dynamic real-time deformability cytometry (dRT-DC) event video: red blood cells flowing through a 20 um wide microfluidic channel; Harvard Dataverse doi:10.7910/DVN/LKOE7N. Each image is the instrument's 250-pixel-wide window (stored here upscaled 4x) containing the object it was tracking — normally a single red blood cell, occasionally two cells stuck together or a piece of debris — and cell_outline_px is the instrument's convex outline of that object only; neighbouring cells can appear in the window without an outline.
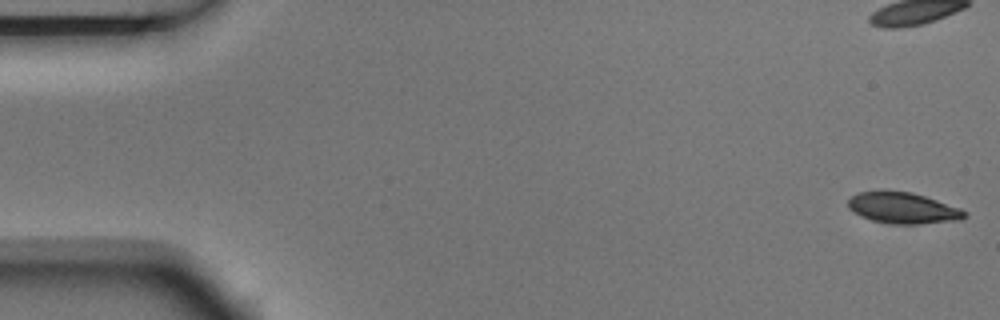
{"species": "Egyptian fruit bat (a non-hibernating species)", "species_latin": "Rousettus aegyptiacus", "temperature_condition": "room temperature", "stored_images_in_passage": 4, "camera_frame_rate_fps": 3000, "um_per_image_px": 0.085, "animal": {"sex": "male"}, "frame": {"image": 1, "passage_image": 1, "time_ms": 0.0, "image_size_px": [1000, 320], "cell_outline_px": [[968, 216], [960, 220], [916, 224], [888, 224], [872, 220], [860, 216], [848, 208], [848, 200], [852, 196], [860, 192], [880, 188], [884, 188], [912, 192], [960, 208], [968, 212]], "centroid_in_image_um": [76.72, 17.65], "position_along_channel_um": 8.3, "area_um2": 21.68}}